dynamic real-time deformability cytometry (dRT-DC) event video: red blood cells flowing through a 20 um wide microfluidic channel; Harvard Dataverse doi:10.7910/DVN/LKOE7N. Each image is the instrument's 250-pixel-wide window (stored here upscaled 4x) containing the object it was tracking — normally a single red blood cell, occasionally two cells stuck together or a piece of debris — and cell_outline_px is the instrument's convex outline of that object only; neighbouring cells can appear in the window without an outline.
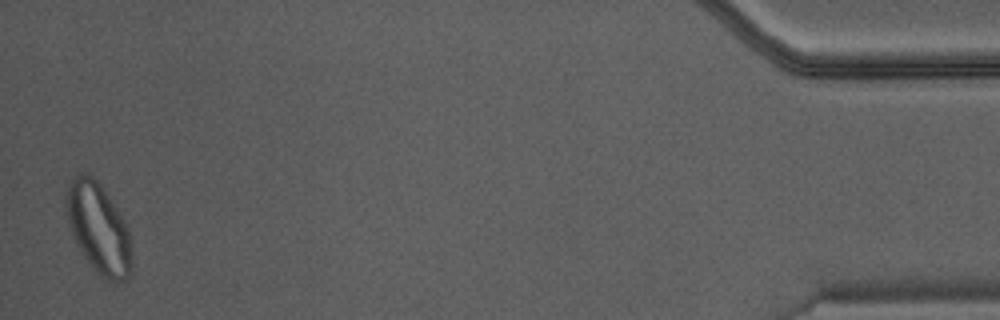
{"species": "Egyptian fruit bat (a non-hibernating species)", "species_latin": "Rousettus aegyptiacus", "temperature_condition": "warm", "stored_images_in_passage": 45, "camera_frame_rate_fps": 3000, "um_per_image_px": 0.085, "animal": {"sex": "male"}, "frame": {"image": 1, "passage_image": 45, "time_ms": 14.667, "image_size_px": [1000, 320], "cell_outline_px": [[132, 272], [128, 280], [116, 284], [100, 276], [92, 268], [80, 252], [72, 236], [64, 204], [64, 196], [72, 176], [80, 172], [84, 172], [92, 176], [104, 188], [120, 212], [128, 228], [132, 264]], "centroid_in_image_um": [8.36, 19.42], "position_along_channel_um": 426.8, "area_um2": 35.32}}